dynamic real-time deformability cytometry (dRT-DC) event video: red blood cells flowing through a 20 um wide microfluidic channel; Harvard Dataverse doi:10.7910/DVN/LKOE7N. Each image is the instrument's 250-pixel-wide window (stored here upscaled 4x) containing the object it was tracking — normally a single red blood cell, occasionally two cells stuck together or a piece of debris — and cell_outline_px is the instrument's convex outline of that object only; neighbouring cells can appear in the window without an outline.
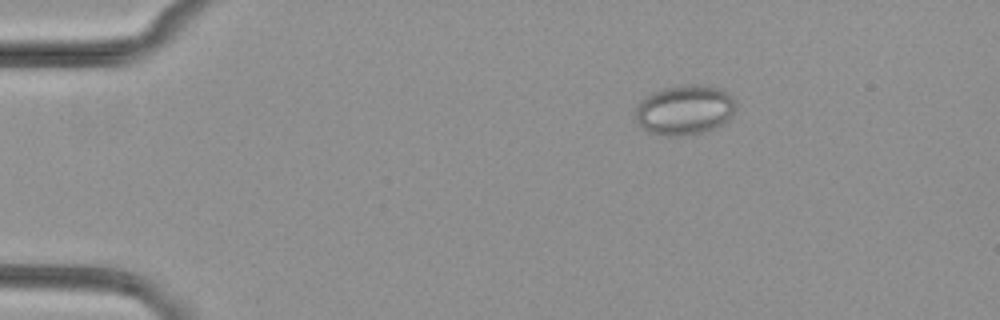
{"species": "common noctule bat (a hibernating species)", "species_latin": "Nyctalus noctula", "temperature_condition": "cold", "stored_images_in_passage": 3, "camera_frame_rate_fps": 3000, "um_per_image_px": 0.085, "animal": {"sex": "female", "body_mass_g": 29.2, "forearm_length_mm": 56.3}, "frame": {"image": 1, "passage_image": 1, "time_ms": 0.0, "image_size_px": [1000, 320], "cell_outline_px": [[736, 104], [732, 116], [724, 124], [716, 128], [700, 132], [668, 136], [652, 132], [644, 128], [636, 120], [636, 108], [640, 100], [652, 92], [664, 88], [688, 84], [696, 84], [720, 88], [728, 92], [736, 100]], "centroid_in_image_um": [58.24, 9.31], "position_along_channel_um": 26.8, "area_um2": 29.02}}